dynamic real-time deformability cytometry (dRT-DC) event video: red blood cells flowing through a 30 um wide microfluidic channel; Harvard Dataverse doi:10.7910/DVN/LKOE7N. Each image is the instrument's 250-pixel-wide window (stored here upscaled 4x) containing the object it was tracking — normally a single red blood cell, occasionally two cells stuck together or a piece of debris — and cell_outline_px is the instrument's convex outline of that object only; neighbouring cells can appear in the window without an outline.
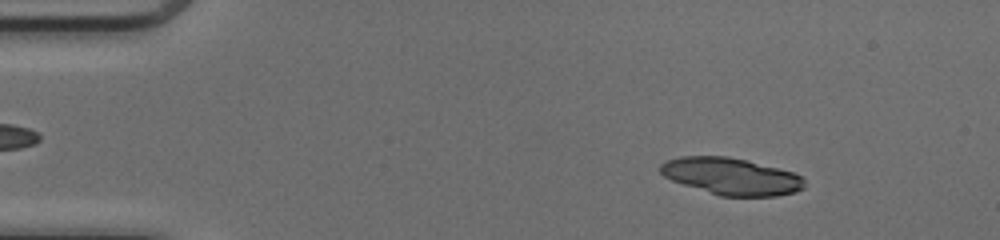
{"species": "common noctule bat (a hibernating species)", "species_latin": "Nyctalus noctula", "temperature_condition": "cold", "stored_images_in_passage": 48, "camera_frame_rate_fps": 3000, "um_per_image_px": 0.085, "animal": {"sex": "female", "body_mass_g": 17.0, "forearm_length_mm": 48.0}, "frame": {"image": 1, "passage_image": 6, "time_ms": 1.667, "image_size_px": [1000, 240], "cell_outline_px": [[804, 188], [796, 192], [776, 196], [720, 196], [672, 180], [664, 176], [660, 172], [660, 164], [664, 160], [680, 156], [728, 156], [792, 172], [800, 176], [804, 180]], "centroid_in_image_um": [62.12, 14.99], "position_along_channel_um": 22.9, "area_um2": 30.75}}
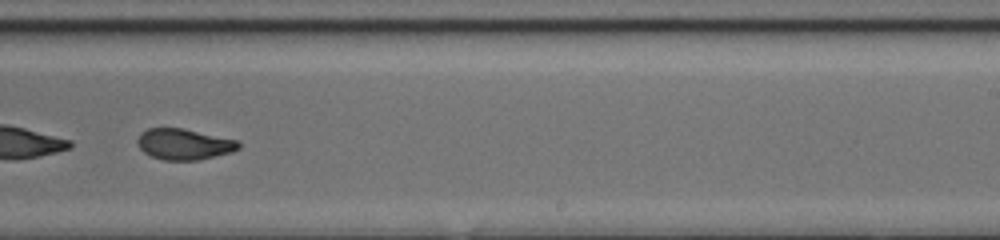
{"frame": {"image": 2, "passage_image": 31, "time_ms": 10.0, "image_size_px": [1000, 240], "cell_outline_px": [[240, 148], [232, 152], [196, 160], [164, 160], [152, 156], [144, 152], [140, 148], [136, 140], [140, 132], [148, 128], [184, 128], [240, 140]], "centroid_in_image_um": [15.66, 12.24], "position_along_channel_um": 273.3, "area_um2": 18.38}}
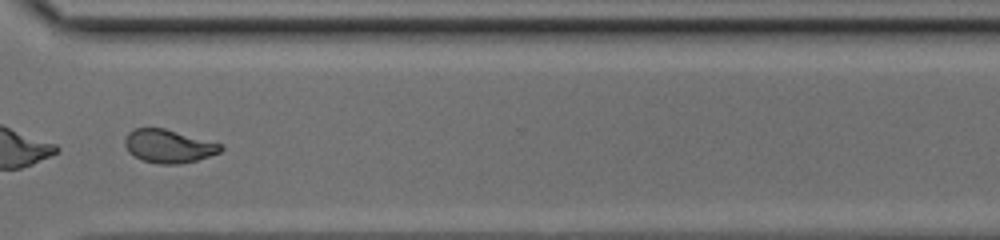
{"frame": {"image": 3, "passage_image": 37, "time_ms": 12.0, "image_size_px": [1000, 240], "cell_outline_px": [[224, 148], [220, 152], [196, 160], [180, 164], [160, 164], [144, 160], [128, 152], [124, 144], [124, 140], [128, 132], [136, 128], [164, 128], [220, 144]], "centroid_in_image_um": [14.3, 12.42], "position_along_channel_um": 356.3, "area_um2": 18.26}, "authors_computed_cell_mechanics": {"area_um2": 20.2011, "velocity_mm_per_s": 4.1341, "shape_relaxation_time_tau1_ms": 8.2722, "shape_relaxation_time_tau2_ms": 1.8953, "deformation_change_tau1": 0.2209, "deformation_change_tau2": 0.075}}